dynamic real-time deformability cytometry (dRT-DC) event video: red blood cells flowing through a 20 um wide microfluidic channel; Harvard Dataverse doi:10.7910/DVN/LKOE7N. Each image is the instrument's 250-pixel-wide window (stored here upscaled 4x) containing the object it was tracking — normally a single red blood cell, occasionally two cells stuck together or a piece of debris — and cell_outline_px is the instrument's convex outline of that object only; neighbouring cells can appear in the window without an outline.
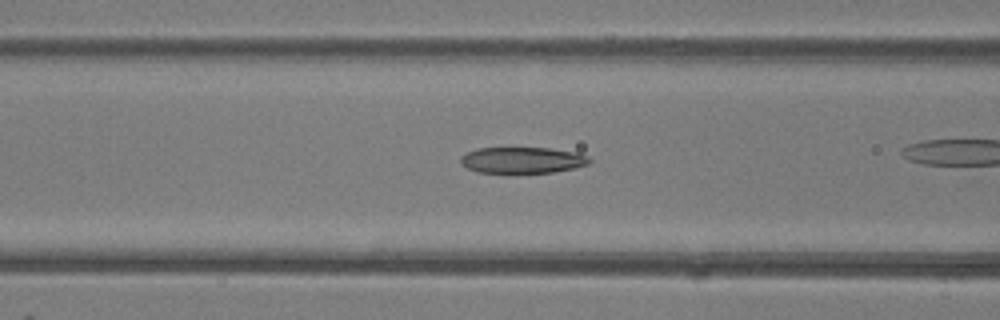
{"species": "common noctule bat (a hibernating species)", "species_latin": "Nyctalus noctula", "temperature_condition": "room temperature", "stored_images_in_passage": 34, "camera_frame_rate_fps": 3000, "um_per_image_px": 0.085, "animal": {"sex": "female"}, "frame": {"image": 1, "passage_image": 16, "time_ms": 5.0, "image_size_px": [1000, 320], "cell_outline_px": [[592, 160], [588, 164], [576, 168], [552, 172], [480, 172], [468, 168], [460, 160], [460, 156], [476, 148], [548, 148], [576, 152], [588, 156]], "centroid_in_image_um": [44.44, 13.6], "position_along_channel_um": 122.2, "area_um2": 19.42}}
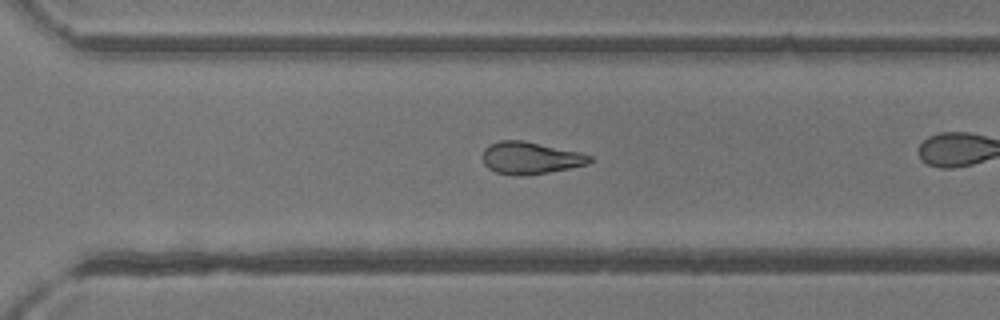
{"frame": {"image": 2, "passage_image": 30, "time_ms": 9.667, "image_size_px": [1000, 320], "cell_outline_px": [[592, 160], [588, 164], [528, 176], [512, 176], [496, 172], [488, 168], [484, 164], [484, 148], [500, 140], [524, 140], [580, 152], [592, 156]], "centroid_in_image_um": [45.09, 13.43], "position_along_channel_um": 325.5, "area_um2": 20.11}}